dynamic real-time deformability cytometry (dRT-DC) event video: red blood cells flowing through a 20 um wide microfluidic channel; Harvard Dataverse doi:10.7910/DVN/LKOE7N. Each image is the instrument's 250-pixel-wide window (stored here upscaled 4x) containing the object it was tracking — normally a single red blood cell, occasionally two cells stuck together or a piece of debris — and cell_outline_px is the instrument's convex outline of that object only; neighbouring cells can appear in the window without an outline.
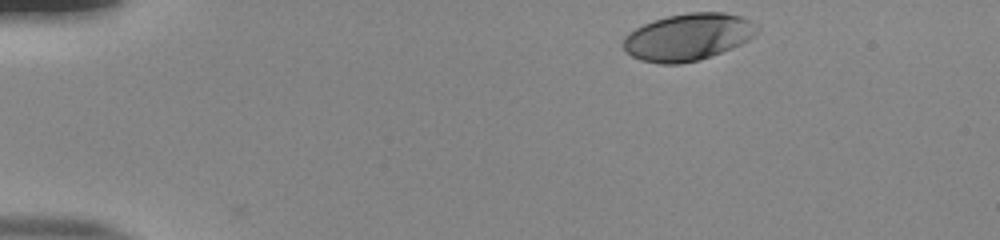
{"species": "human", "species_latin": "Homo sapiens", "temperature_condition": "room temperature", "stored_images_in_passage": 38, "camera_frame_rate_fps": 3000, "um_per_image_px": 0.085, "donor": {"sex": "male"}, "frame": {"image": 1, "passage_image": 1, "time_ms": 0.0, "image_size_px": [1000, 240], "cell_outline_px": [[760, 32], [748, 40], [740, 44], [700, 60], [680, 64], [660, 64], [640, 60], [624, 52], [624, 36], [628, 32], [652, 20], [668, 16], [688, 12], [724, 12], [744, 16], [756, 24], [760, 28]], "centroid_in_image_um": [58.5, 3.14], "position_along_channel_um": 26.5, "area_um2": 36.99}}
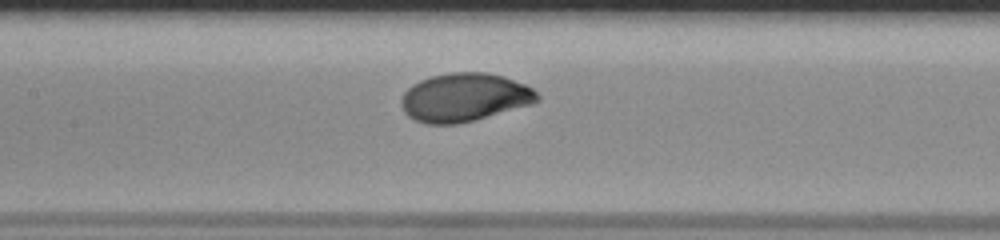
{"frame": {"image": 2, "passage_image": 19, "time_ms": 6.0, "image_size_px": [1000, 240], "cell_outline_px": [[540, 100], [532, 104], [472, 120], [456, 124], [424, 124], [408, 116], [404, 112], [400, 104], [400, 100], [404, 92], [412, 84], [420, 80], [432, 76], [452, 72], [488, 72], [504, 76], [524, 84], [532, 88], [540, 96]], "centroid_in_image_um": [39.46, 8.27], "position_along_channel_um": 167.9, "area_um2": 38.32}}
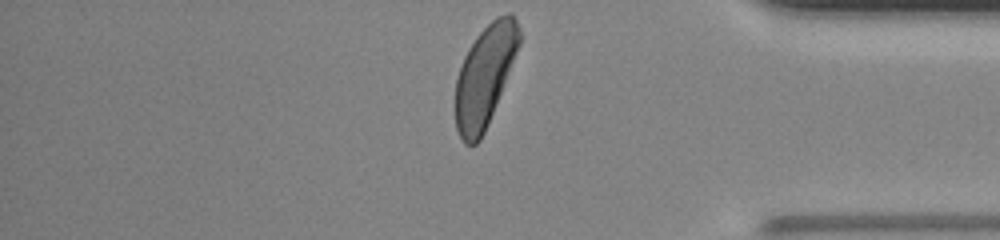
{"frame": {"image": 3, "passage_image": 38, "time_ms": 12.333, "image_size_px": [1000, 240], "cell_outline_px": [[520, 44], [488, 124], [480, 140], [476, 144], [464, 144], [456, 128], [456, 80], [464, 56], [468, 48], [476, 36], [496, 16], [508, 12], [512, 12], [520, 28]], "centroid_in_image_um": [41.21, 6.42], "position_along_channel_um": 394.0, "area_um2": 37.17}, "authors_computed_cell_mechanics": {"area_um2": 37.281, "velocity_mm_per_s": 3.8691, "shape_relaxation_time_tau1_ms": 2.7774, "shape_relaxation_time_tau2_ms": null, "deformation_change_tau1": 0.1694, "deformation_change_tau2": null}}